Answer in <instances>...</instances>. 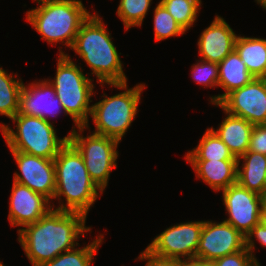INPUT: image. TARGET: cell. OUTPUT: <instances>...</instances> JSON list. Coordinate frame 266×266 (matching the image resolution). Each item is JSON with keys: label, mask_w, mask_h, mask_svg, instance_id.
<instances>
[{"label": "cell", "mask_w": 266, "mask_h": 266, "mask_svg": "<svg viewBox=\"0 0 266 266\" xmlns=\"http://www.w3.org/2000/svg\"><path fill=\"white\" fill-rule=\"evenodd\" d=\"M153 9V34L156 42L186 33L160 2Z\"/></svg>", "instance_id": "27"}, {"label": "cell", "mask_w": 266, "mask_h": 266, "mask_svg": "<svg viewBox=\"0 0 266 266\" xmlns=\"http://www.w3.org/2000/svg\"><path fill=\"white\" fill-rule=\"evenodd\" d=\"M53 160L56 176L53 200L59 204L55 209L78 212L87 217L103 192L90 178L82 155L68 142Z\"/></svg>", "instance_id": "3"}, {"label": "cell", "mask_w": 266, "mask_h": 266, "mask_svg": "<svg viewBox=\"0 0 266 266\" xmlns=\"http://www.w3.org/2000/svg\"><path fill=\"white\" fill-rule=\"evenodd\" d=\"M128 83L100 84V87L107 85L109 88H117L119 91L112 96L106 95L103 91L102 100L92 104L91 117L95 124L92 133L107 136L122 141L138 114V106L142 100L144 83H138L129 88Z\"/></svg>", "instance_id": "6"}, {"label": "cell", "mask_w": 266, "mask_h": 266, "mask_svg": "<svg viewBox=\"0 0 266 266\" xmlns=\"http://www.w3.org/2000/svg\"><path fill=\"white\" fill-rule=\"evenodd\" d=\"M90 128L89 124L85 127H77L68 138L82 155L90 178L104 193L111 172L118 166L119 151L117 149L120 142L111 137L94 134ZM85 130H89V135H83Z\"/></svg>", "instance_id": "8"}, {"label": "cell", "mask_w": 266, "mask_h": 266, "mask_svg": "<svg viewBox=\"0 0 266 266\" xmlns=\"http://www.w3.org/2000/svg\"><path fill=\"white\" fill-rule=\"evenodd\" d=\"M86 220L84 214L51 208L35 223L20 229L17 240L31 265L39 266L80 245L81 237L92 233Z\"/></svg>", "instance_id": "1"}, {"label": "cell", "mask_w": 266, "mask_h": 266, "mask_svg": "<svg viewBox=\"0 0 266 266\" xmlns=\"http://www.w3.org/2000/svg\"><path fill=\"white\" fill-rule=\"evenodd\" d=\"M0 266H6L4 263L0 260Z\"/></svg>", "instance_id": "37"}, {"label": "cell", "mask_w": 266, "mask_h": 266, "mask_svg": "<svg viewBox=\"0 0 266 266\" xmlns=\"http://www.w3.org/2000/svg\"><path fill=\"white\" fill-rule=\"evenodd\" d=\"M226 215L224 221L234 226L244 237L262 221V196L237 182L221 191Z\"/></svg>", "instance_id": "10"}, {"label": "cell", "mask_w": 266, "mask_h": 266, "mask_svg": "<svg viewBox=\"0 0 266 266\" xmlns=\"http://www.w3.org/2000/svg\"><path fill=\"white\" fill-rule=\"evenodd\" d=\"M214 106L244 118L253 126L266 125V78H254L247 85L228 93Z\"/></svg>", "instance_id": "11"}, {"label": "cell", "mask_w": 266, "mask_h": 266, "mask_svg": "<svg viewBox=\"0 0 266 266\" xmlns=\"http://www.w3.org/2000/svg\"><path fill=\"white\" fill-rule=\"evenodd\" d=\"M104 233L97 235L92 242L84 246L78 245L76 248L63 252L56 256L53 260L40 264L39 266H92L94 256L98 253V249L103 244Z\"/></svg>", "instance_id": "24"}, {"label": "cell", "mask_w": 266, "mask_h": 266, "mask_svg": "<svg viewBox=\"0 0 266 266\" xmlns=\"http://www.w3.org/2000/svg\"><path fill=\"white\" fill-rule=\"evenodd\" d=\"M23 79L0 65V115L12 119L19 112Z\"/></svg>", "instance_id": "23"}, {"label": "cell", "mask_w": 266, "mask_h": 266, "mask_svg": "<svg viewBox=\"0 0 266 266\" xmlns=\"http://www.w3.org/2000/svg\"><path fill=\"white\" fill-rule=\"evenodd\" d=\"M134 260L146 261L145 266H180V259L160 257L147 248L140 252V255Z\"/></svg>", "instance_id": "32"}, {"label": "cell", "mask_w": 266, "mask_h": 266, "mask_svg": "<svg viewBox=\"0 0 266 266\" xmlns=\"http://www.w3.org/2000/svg\"><path fill=\"white\" fill-rule=\"evenodd\" d=\"M34 1H36V3H37V2H40V1H44V0H33V2H34Z\"/></svg>", "instance_id": "38"}, {"label": "cell", "mask_w": 266, "mask_h": 266, "mask_svg": "<svg viewBox=\"0 0 266 266\" xmlns=\"http://www.w3.org/2000/svg\"><path fill=\"white\" fill-rule=\"evenodd\" d=\"M262 221L266 224V213H262Z\"/></svg>", "instance_id": "36"}, {"label": "cell", "mask_w": 266, "mask_h": 266, "mask_svg": "<svg viewBox=\"0 0 266 266\" xmlns=\"http://www.w3.org/2000/svg\"><path fill=\"white\" fill-rule=\"evenodd\" d=\"M194 170L196 179L213 191L221 192L237 182V160H185Z\"/></svg>", "instance_id": "17"}, {"label": "cell", "mask_w": 266, "mask_h": 266, "mask_svg": "<svg viewBox=\"0 0 266 266\" xmlns=\"http://www.w3.org/2000/svg\"><path fill=\"white\" fill-rule=\"evenodd\" d=\"M14 128L0 123V131L9 151H20L46 159H54L69 142L67 135L57 136L53 124L42 118L17 113L12 119ZM14 122V123H13Z\"/></svg>", "instance_id": "7"}, {"label": "cell", "mask_w": 266, "mask_h": 266, "mask_svg": "<svg viewBox=\"0 0 266 266\" xmlns=\"http://www.w3.org/2000/svg\"><path fill=\"white\" fill-rule=\"evenodd\" d=\"M238 35L223 16L216 15L210 25L200 34L197 46L201 60L219 64L235 50Z\"/></svg>", "instance_id": "16"}, {"label": "cell", "mask_w": 266, "mask_h": 266, "mask_svg": "<svg viewBox=\"0 0 266 266\" xmlns=\"http://www.w3.org/2000/svg\"><path fill=\"white\" fill-rule=\"evenodd\" d=\"M244 248L245 237L234 226L224 220L220 222L204 220L197 259L212 262Z\"/></svg>", "instance_id": "13"}, {"label": "cell", "mask_w": 266, "mask_h": 266, "mask_svg": "<svg viewBox=\"0 0 266 266\" xmlns=\"http://www.w3.org/2000/svg\"><path fill=\"white\" fill-rule=\"evenodd\" d=\"M237 162V183L262 196L266 192V155L247 150Z\"/></svg>", "instance_id": "20"}, {"label": "cell", "mask_w": 266, "mask_h": 266, "mask_svg": "<svg viewBox=\"0 0 266 266\" xmlns=\"http://www.w3.org/2000/svg\"><path fill=\"white\" fill-rule=\"evenodd\" d=\"M59 47L55 77L47 78L54 86L57 97L59 98L66 116L73 120V127L67 136L69 137L77 127H85L89 123V116L92 111V97L96 88L93 77H87L88 72L69 56L68 53Z\"/></svg>", "instance_id": "4"}, {"label": "cell", "mask_w": 266, "mask_h": 266, "mask_svg": "<svg viewBox=\"0 0 266 266\" xmlns=\"http://www.w3.org/2000/svg\"><path fill=\"white\" fill-rule=\"evenodd\" d=\"M196 62L191 65L193 81L202 85V88H217L219 79L218 64L201 59L196 60Z\"/></svg>", "instance_id": "28"}, {"label": "cell", "mask_w": 266, "mask_h": 266, "mask_svg": "<svg viewBox=\"0 0 266 266\" xmlns=\"http://www.w3.org/2000/svg\"><path fill=\"white\" fill-rule=\"evenodd\" d=\"M10 153L18 167V172L13 174V181L46 197L51 202L52 208L55 209L53 202L56 190L54 160L20 151H10Z\"/></svg>", "instance_id": "12"}, {"label": "cell", "mask_w": 266, "mask_h": 266, "mask_svg": "<svg viewBox=\"0 0 266 266\" xmlns=\"http://www.w3.org/2000/svg\"><path fill=\"white\" fill-rule=\"evenodd\" d=\"M203 220L176 223L157 234L146 247L153 254L164 258H197Z\"/></svg>", "instance_id": "9"}, {"label": "cell", "mask_w": 266, "mask_h": 266, "mask_svg": "<svg viewBox=\"0 0 266 266\" xmlns=\"http://www.w3.org/2000/svg\"><path fill=\"white\" fill-rule=\"evenodd\" d=\"M255 242H258L262 247H266V224L263 221L255 225L245 236V247L251 252L257 266H261L254 253L257 248Z\"/></svg>", "instance_id": "30"}, {"label": "cell", "mask_w": 266, "mask_h": 266, "mask_svg": "<svg viewBox=\"0 0 266 266\" xmlns=\"http://www.w3.org/2000/svg\"><path fill=\"white\" fill-rule=\"evenodd\" d=\"M12 184L7 219L11 227H18V232L24 226L35 223L43 217L52 206L46 197L32 191L29 187L14 181Z\"/></svg>", "instance_id": "15"}, {"label": "cell", "mask_w": 266, "mask_h": 266, "mask_svg": "<svg viewBox=\"0 0 266 266\" xmlns=\"http://www.w3.org/2000/svg\"><path fill=\"white\" fill-rule=\"evenodd\" d=\"M224 118L215 129L210 128L226 144L234 157L239 158L245 154L249 148V142L253 125L244 118L231 115L223 110Z\"/></svg>", "instance_id": "19"}, {"label": "cell", "mask_w": 266, "mask_h": 266, "mask_svg": "<svg viewBox=\"0 0 266 266\" xmlns=\"http://www.w3.org/2000/svg\"><path fill=\"white\" fill-rule=\"evenodd\" d=\"M248 151L266 155V125H255L253 127Z\"/></svg>", "instance_id": "31"}, {"label": "cell", "mask_w": 266, "mask_h": 266, "mask_svg": "<svg viewBox=\"0 0 266 266\" xmlns=\"http://www.w3.org/2000/svg\"><path fill=\"white\" fill-rule=\"evenodd\" d=\"M175 21L187 32L196 25L201 10L202 0H160Z\"/></svg>", "instance_id": "25"}, {"label": "cell", "mask_w": 266, "mask_h": 266, "mask_svg": "<svg viewBox=\"0 0 266 266\" xmlns=\"http://www.w3.org/2000/svg\"><path fill=\"white\" fill-rule=\"evenodd\" d=\"M153 0H119L117 17L123 22L125 31L142 27Z\"/></svg>", "instance_id": "26"}, {"label": "cell", "mask_w": 266, "mask_h": 266, "mask_svg": "<svg viewBox=\"0 0 266 266\" xmlns=\"http://www.w3.org/2000/svg\"><path fill=\"white\" fill-rule=\"evenodd\" d=\"M180 266H213L212 262L204 261L197 258L182 259L180 260Z\"/></svg>", "instance_id": "33"}, {"label": "cell", "mask_w": 266, "mask_h": 266, "mask_svg": "<svg viewBox=\"0 0 266 266\" xmlns=\"http://www.w3.org/2000/svg\"><path fill=\"white\" fill-rule=\"evenodd\" d=\"M213 266H257L251 252L245 247L236 253L212 261Z\"/></svg>", "instance_id": "29"}, {"label": "cell", "mask_w": 266, "mask_h": 266, "mask_svg": "<svg viewBox=\"0 0 266 266\" xmlns=\"http://www.w3.org/2000/svg\"><path fill=\"white\" fill-rule=\"evenodd\" d=\"M26 12V21L48 45L72 47L81 25L92 14L82 0H44Z\"/></svg>", "instance_id": "5"}, {"label": "cell", "mask_w": 266, "mask_h": 266, "mask_svg": "<svg viewBox=\"0 0 266 266\" xmlns=\"http://www.w3.org/2000/svg\"><path fill=\"white\" fill-rule=\"evenodd\" d=\"M235 50L255 78H266V39L240 34Z\"/></svg>", "instance_id": "21"}, {"label": "cell", "mask_w": 266, "mask_h": 266, "mask_svg": "<svg viewBox=\"0 0 266 266\" xmlns=\"http://www.w3.org/2000/svg\"><path fill=\"white\" fill-rule=\"evenodd\" d=\"M262 207H263L262 213H266V192L262 195Z\"/></svg>", "instance_id": "34"}, {"label": "cell", "mask_w": 266, "mask_h": 266, "mask_svg": "<svg viewBox=\"0 0 266 266\" xmlns=\"http://www.w3.org/2000/svg\"><path fill=\"white\" fill-rule=\"evenodd\" d=\"M218 88L224 93L210 96V104H218L228 93L250 83L255 77L248 71L236 50L228 54L218 64Z\"/></svg>", "instance_id": "18"}, {"label": "cell", "mask_w": 266, "mask_h": 266, "mask_svg": "<svg viewBox=\"0 0 266 266\" xmlns=\"http://www.w3.org/2000/svg\"><path fill=\"white\" fill-rule=\"evenodd\" d=\"M99 13H92L81 25L71 50L90 68L98 84H119L128 81L121 53Z\"/></svg>", "instance_id": "2"}, {"label": "cell", "mask_w": 266, "mask_h": 266, "mask_svg": "<svg viewBox=\"0 0 266 266\" xmlns=\"http://www.w3.org/2000/svg\"><path fill=\"white\" fill-rule=\"evenodd\" d=\"M185 160H237L229 151L226 144L217 134L208 127L199 143L192 150H189Z\"/></svg>", "instance_id": "22"}, {"label": "cell", "mask_w": 266, "mask_h": 266, "mask_svg": "<svg viewBox=\"0 0 266 266\" xmlns=\"http://www.w3.org/2000/svg\"><path fill=\"white\" fill-rule=\"evenodd\" d=\"M62 112L66 115L54 86L47 79H35L27 85L23 83L19 114L39 117L54 125L50 119L57 118Z\"/></svg>", "instance_id": "14"}, {"label": "cell", "mask_w": 266, "mask_h": 266, "mask_svg": "<svg viewBox=\"0 0 266 266\" xmlns=\"http://www.w3.org/2000/svg\"><path fill=\"white\" fill-rule=\"evenodd\" d=\"M254 2L260 5V7L262 6L263 10H266V0H254Z\"/></svg>", "instance_id": "35"}]
</instances>
